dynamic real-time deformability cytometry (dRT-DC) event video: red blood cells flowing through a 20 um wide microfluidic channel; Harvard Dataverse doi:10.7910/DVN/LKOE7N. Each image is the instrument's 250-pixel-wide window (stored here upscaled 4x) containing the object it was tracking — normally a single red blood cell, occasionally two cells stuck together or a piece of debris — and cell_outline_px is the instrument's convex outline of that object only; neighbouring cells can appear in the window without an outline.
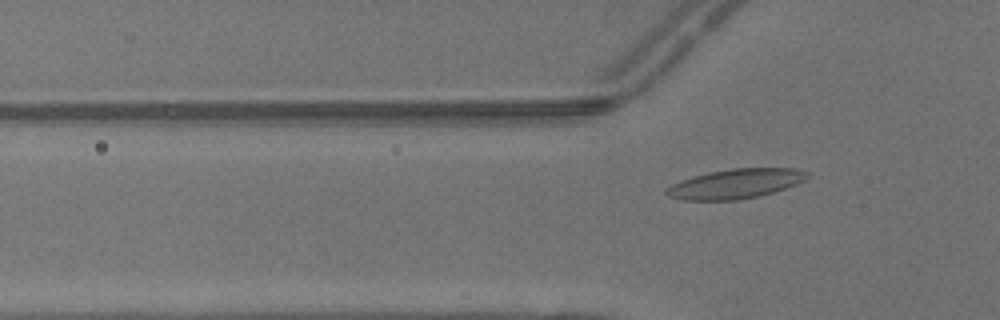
{"species": "common noctule bat (a hibernating species)", "species_latin": "Nyctalus noctula", "temperature_condition": "warm", "stored_images_in_passage": 5, "camera_frame_rate_fps": 3000, "um_per_image_px": 0.085, "animal": {"sex": "male", "body_mass_g": 13.3}, "frame": {"image": 1, "passage_image": 5, "time_ms": 1.333, "image_size_px": [1000, 320], "cell_outline_px": [[808, 176], [804, 180], [796, 184], [760, 196], [736, 200], [684, 200], [668, 196], [664, 192], [672, 184], [708, 172], [732, 168], [792, 168], [808, 172]], "centroid_in_image_um": [62.53, 15.62], "position_along_channel_um": 63.3, "area_um2": 23.93}}